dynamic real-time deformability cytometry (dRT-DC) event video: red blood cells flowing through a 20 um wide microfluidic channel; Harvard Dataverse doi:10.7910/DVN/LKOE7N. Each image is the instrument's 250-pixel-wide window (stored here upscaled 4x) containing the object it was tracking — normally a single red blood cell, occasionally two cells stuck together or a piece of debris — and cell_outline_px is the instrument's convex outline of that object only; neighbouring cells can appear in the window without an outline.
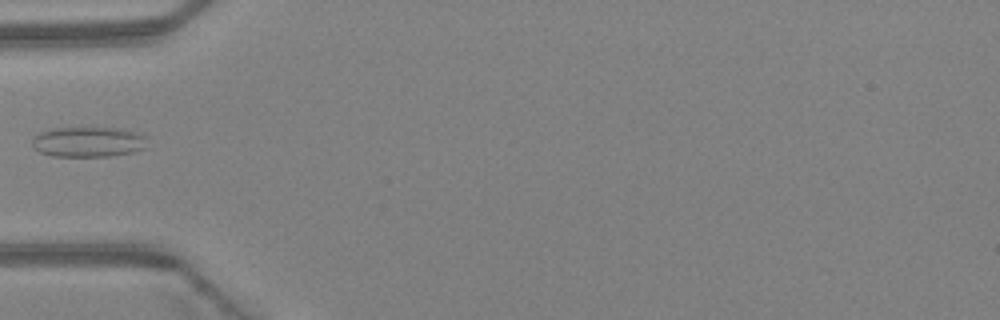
{"species": "Egyptian fruit bat (a non-hibernating species)", "species_latin": "Rousettus aegyptiacus", "temperature_condition": "warm", "stored_images_in_passage": 3, "camera_frame_rate_fps": 3000, "um_per_image_px": 0.085, "animal": {"sex": "female"}, "frame": {"image": 1, "passage_image": 3, "time_ms": 0.667, "image_size_px": [1000, 320], "cell_outline_px": [[144, 148], [132, 152], [112, 156], [52, 156], [40, 152], [32, 144], [32, 140], [40, 132], [52, 128], [116, 128], [136, 132], [144, 136]], "centroid_in_image_um": [7.47, 12.06], "position_along_channel_um": 77.5, "area_um2": 19.94}}